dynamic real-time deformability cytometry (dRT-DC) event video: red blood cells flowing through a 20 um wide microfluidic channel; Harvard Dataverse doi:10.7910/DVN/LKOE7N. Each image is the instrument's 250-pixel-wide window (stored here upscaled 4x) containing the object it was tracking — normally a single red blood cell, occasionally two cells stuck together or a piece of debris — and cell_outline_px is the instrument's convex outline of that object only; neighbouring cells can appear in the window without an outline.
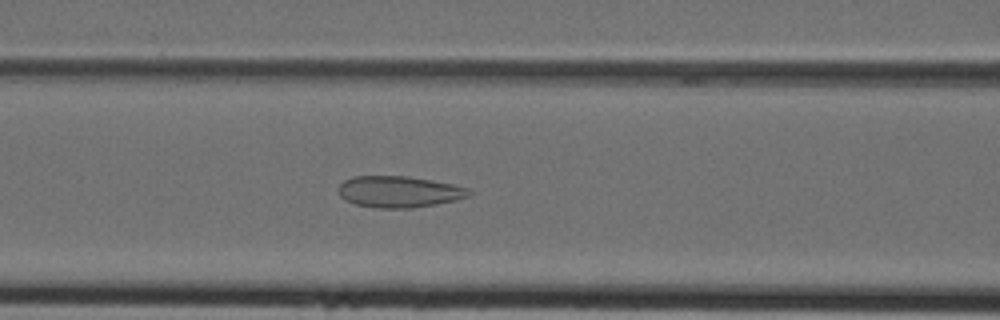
{"species": "Egyptian fruit bat (a non-hibernating species)", "species_latin": "Rousettus aegyptiacus", "temperature_condition": "cold", "stored_images_in_passage": 25, "camera_frame_rate_fps": 3000, "um_per_image_px": 0.085, "animal": {"sex": "female"}, "frame": {"image": 1, "passage_image": 5, "time_ms": 1.333, "image_size_px": [1000, 320], "cell_outline_px": [[472, 196], [456, 200], [436, 204], [412, 208], [376, 208], [356, 204], [344, 200], [340, 196], [340, 184], [344, 180], [352, 176], [408, 176], [432, 180], [452, 184], [468, 188], [472, 192]], "centroid_in_image_um": [33.94, 16.3], "position_along_channel_um": 132.7, "area_um2": 23.99}}
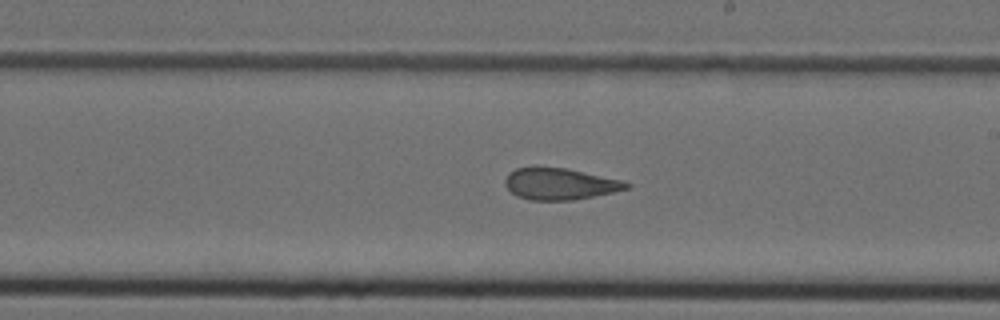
{"frame": {"image": 2, "passage_image": 12, "time_ms": 3.667, "image_size_px": [1000, 320], "cell_outline_px": [[632, 184], [628, 188], [612, 192], [572, 200], [528, 200], [516, 196], [504, 184], [504, 180], [508, 172], [516, 168], [536, 164], [568, 168], [624, 180]], "centroid_in_image_um": [47.54, 15.58], "position_along_channel_um": 241.5, "area_um2": 23.0}}
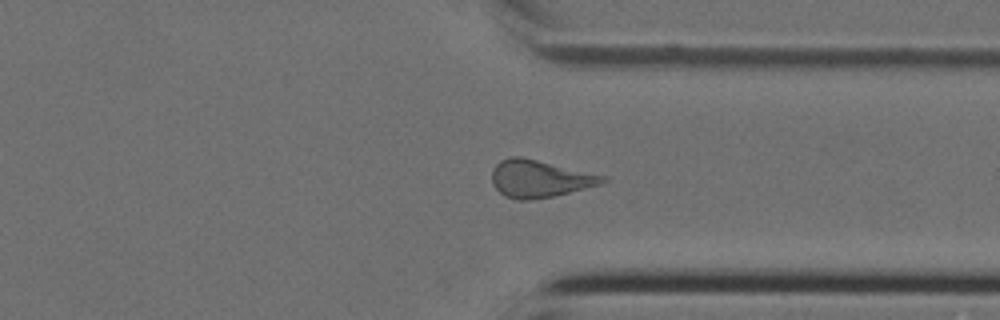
{"frame": {"image": 3, "passage_image": 20, "time_ms": 6.333, "image_size_px": [1000, 320], "cell_outline_px": [[608, 180], [604, 184], [556, 196], [528, 200], [516, 200], [504, 196], [492, 184], [492, 172], [496, 164], [500, 160], [508, 156], [520, 156], [608, 176]], "centroid_in_image_um": [45.9, 15.2], "position_along_channel_um": 365.5, "area_um2": 24.45}}